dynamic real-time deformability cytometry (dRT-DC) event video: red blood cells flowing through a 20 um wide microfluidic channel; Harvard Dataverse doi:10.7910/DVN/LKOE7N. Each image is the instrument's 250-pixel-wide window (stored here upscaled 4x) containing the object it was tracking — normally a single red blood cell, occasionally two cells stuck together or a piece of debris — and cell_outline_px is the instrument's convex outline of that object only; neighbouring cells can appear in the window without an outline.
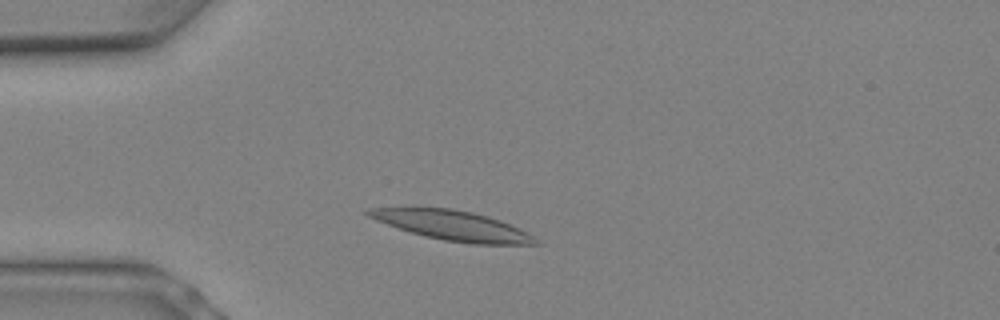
{"species": "Egyptian fruit bat (a non-hibernating species)", "species_latin": "Rousettus aegyptiacus", "temperature_condition": "warm", "stored_images_in_passage": 8, "camera_frame_rate_fps": 3000, "um_per_image_px": 0.085, "animal": {"sex": "female"}, "frame": {"image": 1, "passage_image": 3, "time_ms": 0.667, "image_size_px": [1000, 320], "cell_outline_px": [[540, 244], [472, 244], [444, 240], [424, 236], [376, 220], [368, 216], [364, 212], [368, 208], [412, 204], [416, 204], [452, 208], [472, 212], [488, 216], [500, 220], [532, 236]], "centroid_in_image_um": [38.28, 19.09], "position_along_channel_um": 46.7, "area_um2": 29.48}}
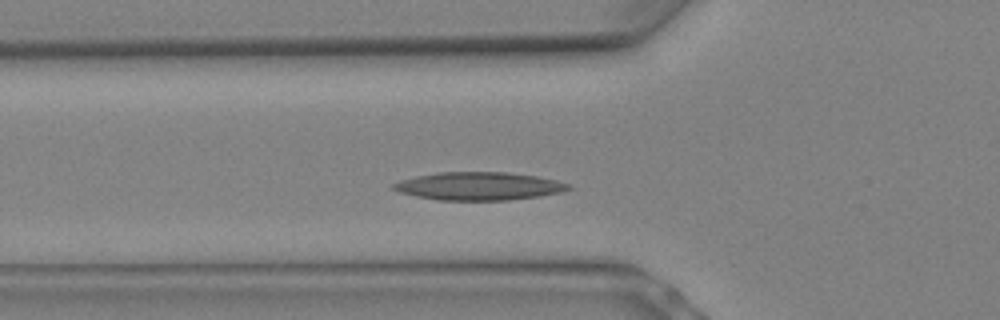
{"frame": {"image": 2, "passage_image": 5, "time_ms": 1.333, "image_size_px": [1000, 320], "cell_outline_px": [[572, 188], [564, 192], [540, 196], [508, 200], [436, 200], [416, 196], [400, 192], [392, 188], [392, 184], [416, 176], [436, 172], [508, 172], [536, 176], [556, 180], [568, 184]], "centroid_in_image_um": [40.74, 15.82], "position_along_channel_um": 85.1, "area_um2": 28.55}}
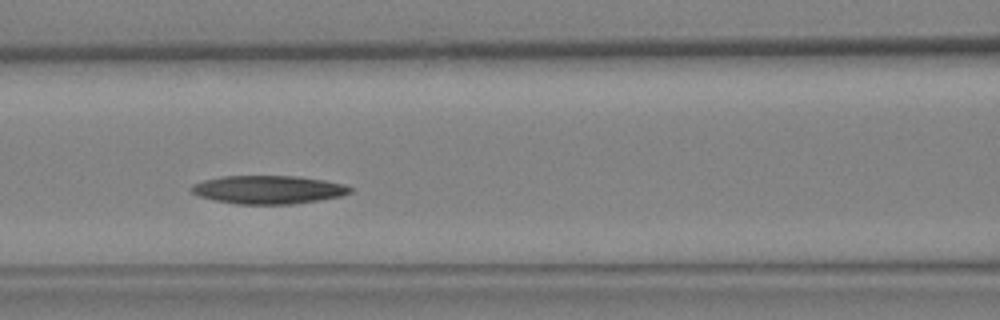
{"frame": {"image": 3, "passage_image": 7, "time_ms": 2.0, "image_size_px": [1000, 320], "cell_outline_px": [[352, 192], [340, 196], [320, 200], [292, 204], [236, 204], [216, 200], [200, 196], [192, 192], [188, 188], [192, 184], [204, 180], [220, 176], [300, 176], [324, 180], [344, 184], [352, 188]], "centroid_in_image_um": [22.8, 16.11], "position_along_channel_um": 143.8, "area_um2": 26.24}}